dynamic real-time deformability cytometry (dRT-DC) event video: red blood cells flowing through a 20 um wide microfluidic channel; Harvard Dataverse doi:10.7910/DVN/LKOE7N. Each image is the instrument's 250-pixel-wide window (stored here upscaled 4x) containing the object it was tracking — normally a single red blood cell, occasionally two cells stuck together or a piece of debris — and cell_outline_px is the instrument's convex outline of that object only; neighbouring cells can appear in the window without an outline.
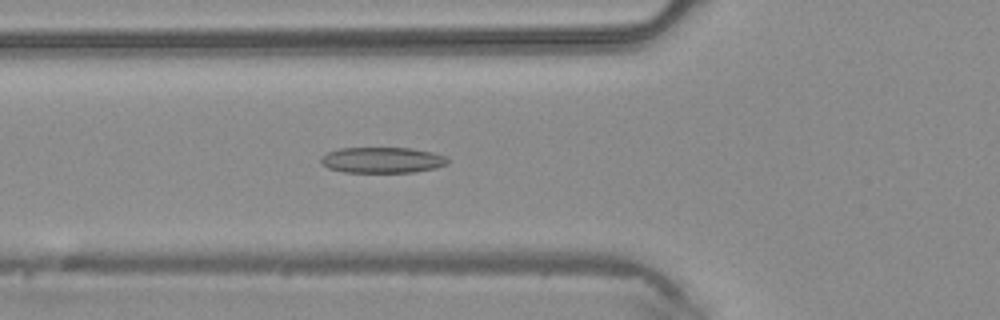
{"species": "common noctule bat (a hibernating species)", "species_latin": "Nyctalus noctula", "temperature_condition": "warm", "stored_images_in_passage": 40, "camera_frame_rate_fps": 3000, "um_per_image_px": 0.085, "animal": {"sex": "male", "body_mass_g": 20.4}, "frame": {"image": 1, "passage_image": 14, "time_ms": 4.333, "image_size_px": [1000, 320], "cell_outline_px": [[448, 164], [436, 168], [416, 172], [344, 172], [328, 168], [320, 164], [320, 156], [328, 152], [340, 148], [412, 148], [432, 152], [448, 156]], "centroid_in_image_um": [32.5, 13.6], "position_along_channel_um": 93.3, "area_um2": 19.31}}
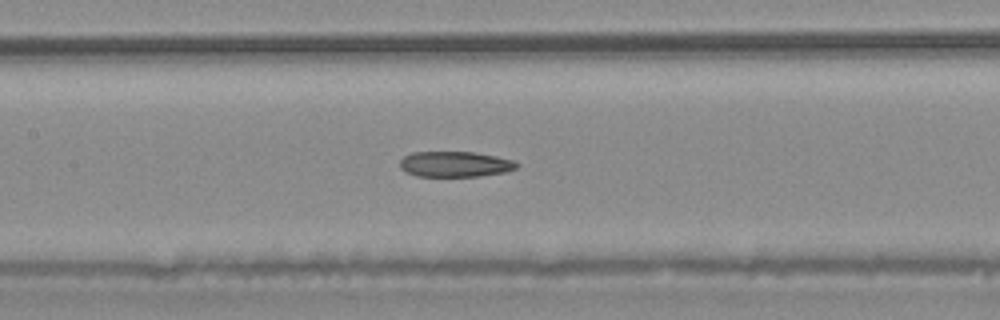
{"frame": {"image": 2, "passage_image": 19, "time_ms": 6.0, "image_size_px": [1000, 320], "cell_outline_px": [[520, 164], [516, 168], [504, 172], [480, 176], [416, 176], [404, 172], [400, 168], [400, 160], [404, 156], [412, 152], [476, 152], [496, 156], [512, 160]], "centroid_in_image_um": [38.65, 13.95], "position_along_channel_um": 168.7, "area_um2": 17.46}}
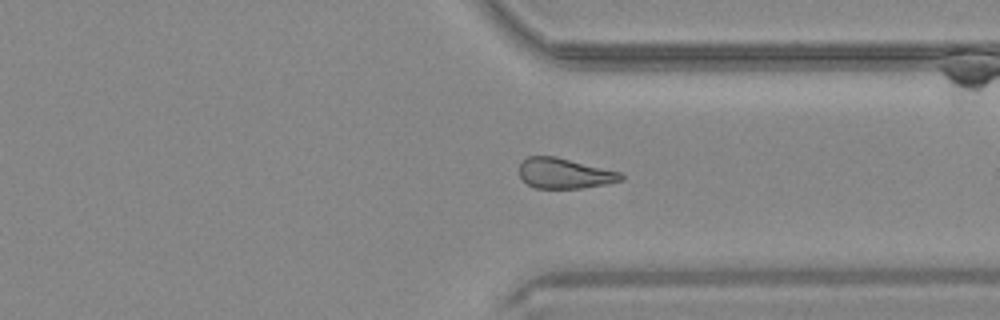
{"frame": {"image": 3, "passage_image": 32, "time_ms": 10.333, "image_size_px": [1000, 320], "cell_outline_px": [[624, 180], [604, 184], [580, 188], [536, 188], [528, 184], [520, 176], [520, 164], [528, 156], [556, 156], [620, 172], [624, 176]], "centroid_in_image_um": [47.99, 14.73], "position_along_channel_um": 363.4, "area_um2": 17.8}}